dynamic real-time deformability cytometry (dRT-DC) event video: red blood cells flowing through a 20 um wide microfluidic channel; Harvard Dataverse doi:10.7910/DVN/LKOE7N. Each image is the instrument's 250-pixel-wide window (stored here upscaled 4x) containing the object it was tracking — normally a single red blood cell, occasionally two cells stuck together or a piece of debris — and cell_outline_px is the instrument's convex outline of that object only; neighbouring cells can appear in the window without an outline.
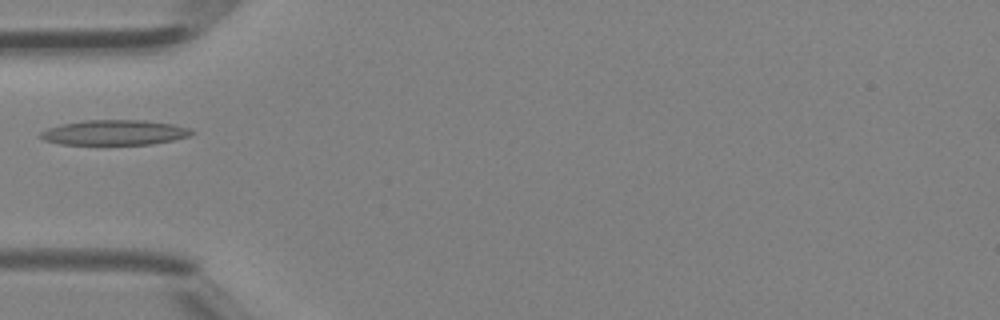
{"species": "Egyptian fruit bat (a non-hibernating species)", "species_latin": "Rousettus aegyptiacus", "temperature_condition": "room temperature", "stored_images_in_passage": 7, "camera_frame_rate_fps": 3000, "um_per_image_px": 0.085, "animal": {"sex": "female"}, "frame": {"image": 1, "passage_image": 1, "time_ms": 0.0, "image_size_px": [1000, 320], "cell_outline_px": [[196, 132], [188, 136], [172, 140], [152, 144], [60, 144], [44, 140], [40, 136], [40, 132], [48, 128], [64, 124], [84, 120], [144, 120], [172, 124], [188, 128]], "centroid_in_image_um": [9.74, 11.26], "position_along_channel_um": 75.3, "area_um2": 21.85}}
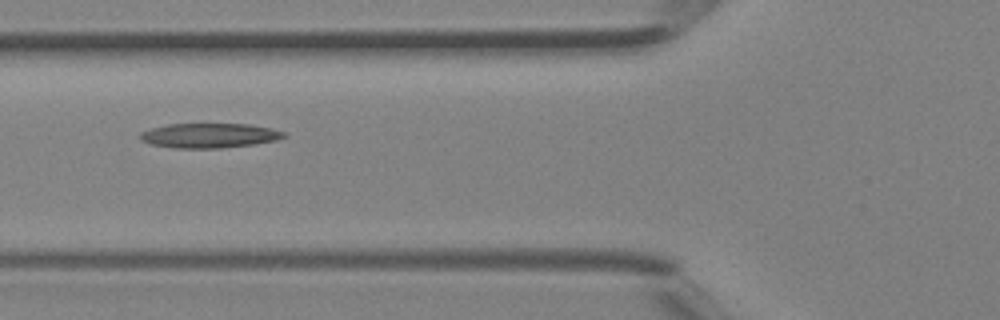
{"frame": {"image": 2, "passage_image": 3, "time_ms": 0.667, "image_size_px": [1000, 320], "cell_outline_px": [[288, 136], [276, 140], [252, 144], [220, 148], [176, 148], [152, 144], [140, 140], [140, 132], [152, 128], [168, 124], [248, 124], [272, 128], [288, 132]], "centroid_in_image_um": [17.84, 11.51], "position_along_channel_um": 108.0, "area_um2": 20.63}}
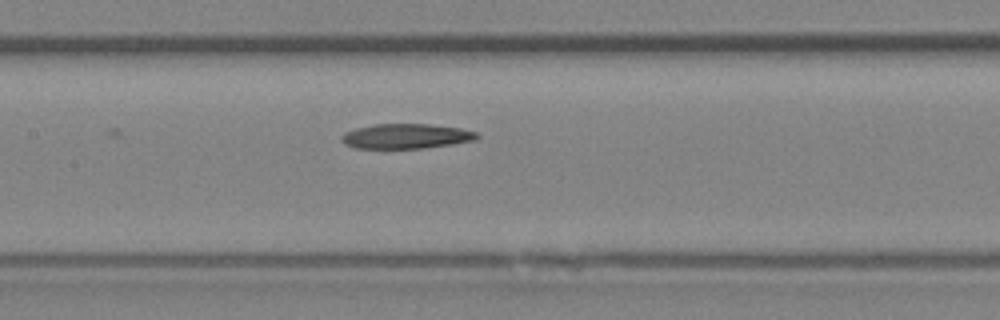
{"frame": {"image": 3, "passage_image": 7, "time_ms": 2.0, "image_size_px": [1000, 320], "cell_outline_px": [[480, 136], [476, 140], [452, 144], [424, 148], [352, 148], [344, 144], [340, 140], [340, 136], [344, 132], [356, 128], [372, 124], [428, 124], [460, 128], [476, 132]], "centroid_in_image_um": [34.47, 11.58], "position_along_channel_um": 172.9, "area_um2": 19.77}}